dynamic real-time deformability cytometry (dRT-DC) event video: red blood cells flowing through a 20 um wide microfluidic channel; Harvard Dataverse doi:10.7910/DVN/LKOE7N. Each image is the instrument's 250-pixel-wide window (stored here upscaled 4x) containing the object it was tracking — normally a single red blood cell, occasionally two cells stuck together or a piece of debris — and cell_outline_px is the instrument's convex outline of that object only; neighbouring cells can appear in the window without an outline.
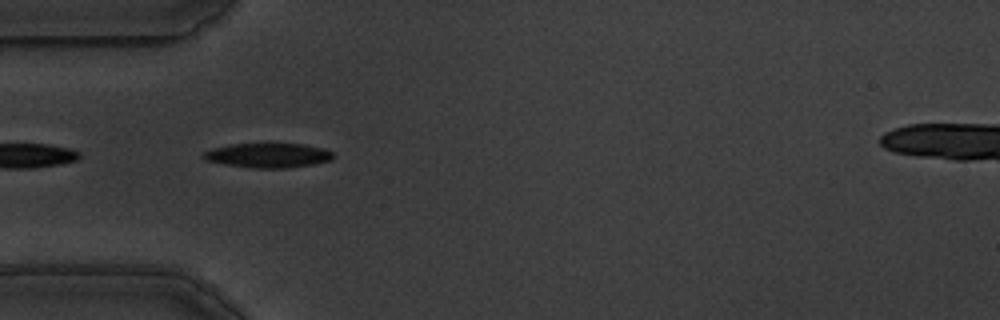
{"species": "common noctule bat (a hibernating species)", "species_latin": "Nyctalus noctula", "temperature_condition": "warm", "stored_images_in_passage": 25, "camera_frame_rate_fps": 3000, "um_per_image_px": 0.085, "animal": {"sex": "male", "body_mass_g": 19.5, "forearm_length_mm": 54.6}, "frame": {"image": 1, "passage_image": 1, "time_ms": 0.0, "image_size_px": [1000, 320], "cell_outline_px": [[336, 156], [332, 160], [312, 164], [284, 168], [252, 168], [224, 164], [204, 160], [200, 156], [204, 152], [212, 148], [232, 144], [304, 144], [324, 148], [332, 152]], "centroid_in_image_um": [22.78, 13.21], "position_along_channel_um": 62.2, "area_um2": 18.61}}
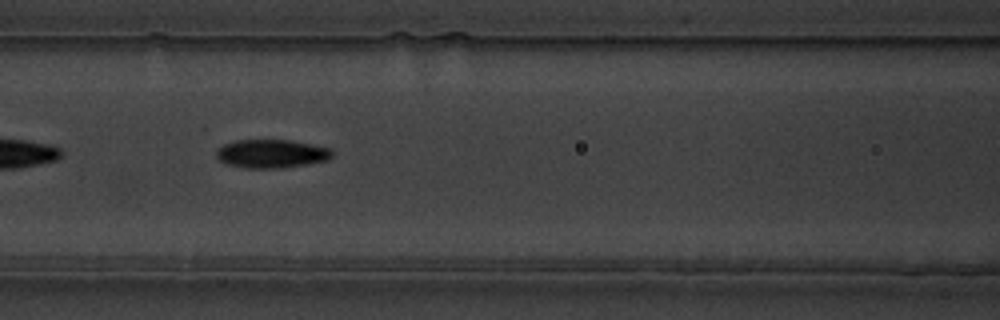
{"frame": {"image": 2, "passage_image": 8, "time_ms": 2.333, "image_size_px": [1000, 320], "cell_outline_px": [[332, 156], [328, 160], [280, 168], [244, 168], [228, 164], [220, 160], [216, 156], [216, 152], [224, 144], [236, 140], [292, 140], [332, 148]], "centroid_in_image_um": [23.09, 13.06], "position_along_channel_um": 143.5, "area_um2": 19.13}}
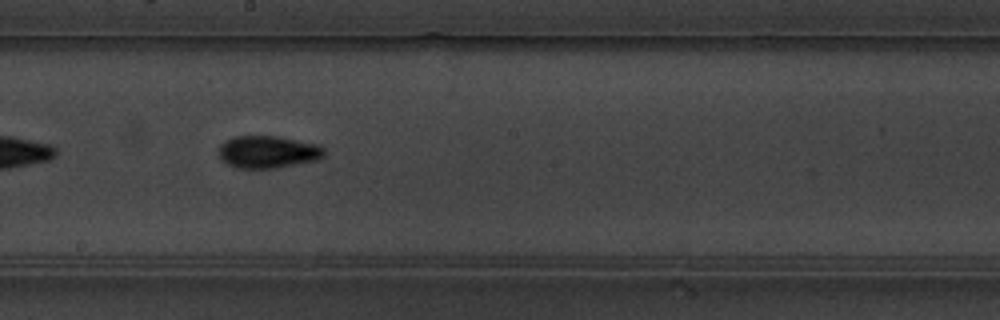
{"frame": {"image": 3, "passage_image": 15, "time_ms": 4.667, "image_size_px": [1000, 320], "cell_outline_px": [[324, 156], [316, 160], [276, 168], [240, 168], [228, 164], [220, 156], [220, 144], [236, 136], [276, 136], [320, 144], [324, 148]], "centroid_in_image_um": [22.82, 12.91], "position_along_channel_um": 225.4, "area_um2": 19.65}}